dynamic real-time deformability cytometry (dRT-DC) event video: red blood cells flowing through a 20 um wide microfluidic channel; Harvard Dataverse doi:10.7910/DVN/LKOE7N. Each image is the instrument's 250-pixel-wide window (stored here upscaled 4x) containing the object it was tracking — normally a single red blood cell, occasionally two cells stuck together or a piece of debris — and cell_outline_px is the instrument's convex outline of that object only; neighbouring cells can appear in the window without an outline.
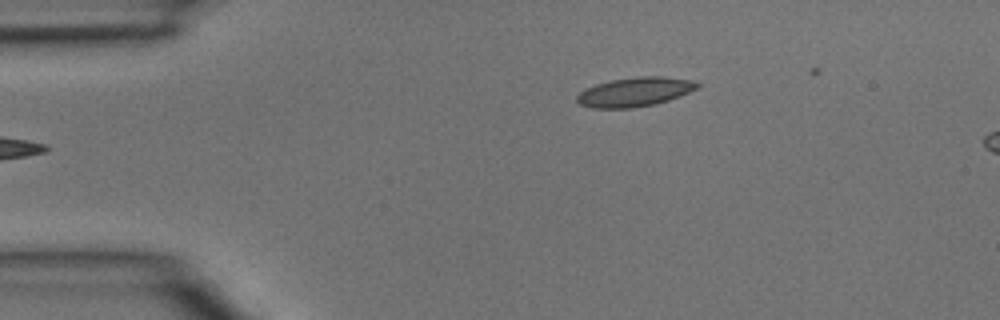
{"species": "common noctule bat (a hibernating species)", "species_latin": "Nyctalus noctula", "temperature_condition": "room temperature", "stored_images_in_passage": 4, "camera_frame_rate_fps": 3000, "um_per_image_px": 0.085, "animal": {"sex": "male", "body_mass_g": 15.6}, "frame": {"image": 1, "passage_image": 4, "time_ms": 1.0, "image_size_px": [1000, 320], "cell_outline_px": [[700, 88], [680, 96], [656, 104], [632, 108], [592, 108], [580, 104], [576, 100], [576, 96], [584, 88], [596, 84], [612, 80], [640, 76], [664, 76], [692, 80], [700, 84]], "centroid_in_image_um": [53.98, 7.81], "position_along_channel_um": 31.0, "area_um2": 20.63}}